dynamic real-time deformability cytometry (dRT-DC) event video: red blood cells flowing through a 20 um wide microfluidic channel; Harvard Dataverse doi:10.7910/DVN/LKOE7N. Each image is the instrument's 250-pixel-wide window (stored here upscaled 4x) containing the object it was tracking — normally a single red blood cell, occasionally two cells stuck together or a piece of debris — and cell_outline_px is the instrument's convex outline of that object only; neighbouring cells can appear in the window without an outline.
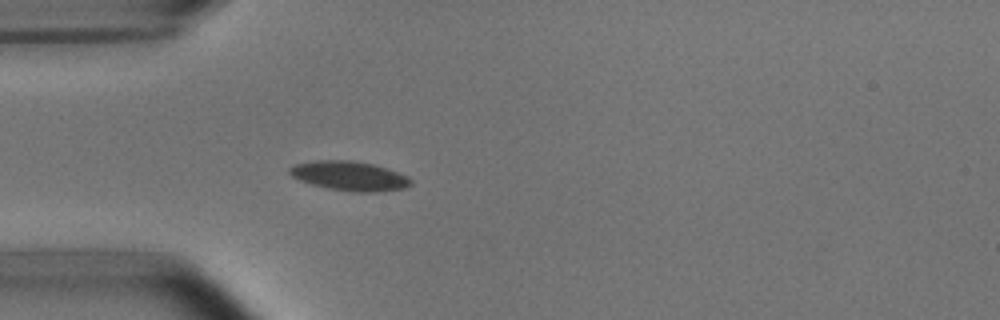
{"species": "common noctule bat (a hibernating species)", "species_latin": "Nyctalus noctula", "temperature_condition": "room temperature", "stored_images_in_passage": 3, "camera_frame_rate_fps": 3000, "um_per_image_px": 0.085, "animal": {"sex": "male", "body_mass_g": 15.6}, "frame": {"image": 1, "passage_image": 3, "time_ms": 3.333, "image_size_px": [1000, 320], "cell_outline_px": [[412, 184], [404, 188], [376, 192], [352, 192], [328, 188], [312, 184], [300, 180], [292, 176], [288, 172], [288, 168], [296, 164], [316, 160], [348, 160], [372, 164], [408, 176], [412, 180]], "centroid_in_image_um": [29.69, 14.96], "position_along_channel_um": 55.3, "area_um2": 20.58}}